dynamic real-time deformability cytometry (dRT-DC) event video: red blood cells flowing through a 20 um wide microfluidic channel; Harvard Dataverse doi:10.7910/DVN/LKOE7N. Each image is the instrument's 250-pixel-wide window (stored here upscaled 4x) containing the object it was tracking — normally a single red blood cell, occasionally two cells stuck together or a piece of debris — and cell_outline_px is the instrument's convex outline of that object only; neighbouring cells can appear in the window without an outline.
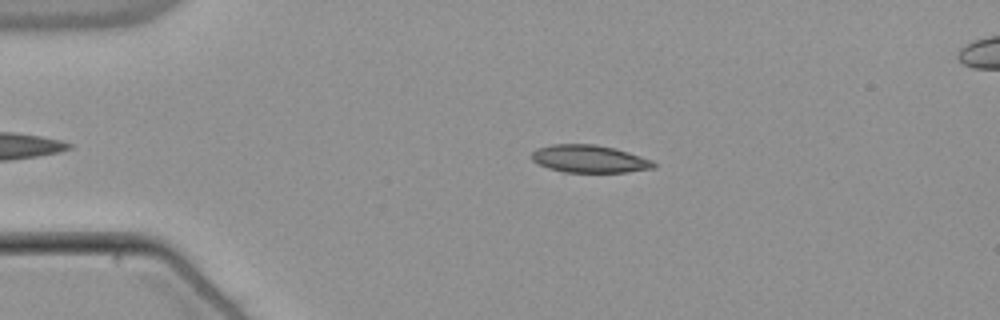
{"species": "common noctule bat (a hibernating species)", "species_latin": "Nyctalus noctula", "temperature_condition": "warm", "stored_images_in_passage": 45, "camera_frame_rate_fps": 3000, "um_per_image_px": 0.085, "animal": {"sex": "male", "body_mass_g": 21.5, "forearm_length_mm": 52.0}, "frame": {"image": 1, "passage_image": 9, "time_ms": 2.667, "image_size_px": [1000, 320], "cell_outline_px": [[656, 168], [628, 172], [564, 172], [548, 168], [532, 160], [532, 152], [536, 148], [552, 144], [596, 144], [616, 148], [652, 160], [656, 164]], "centroid_in_image_um": [50.11, 13.5], "position_along_channel_um": 34.9, "area_um2": 19.71}}
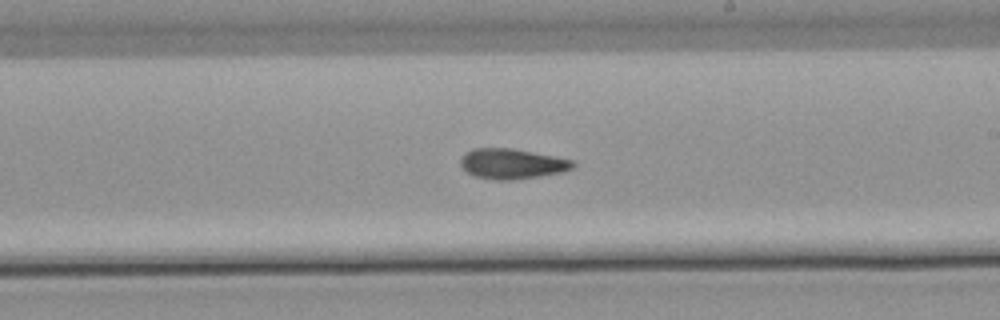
{"frame": {"image": 2, "passage_image": 29, "time_ms": 9.333, "image_size_px": [1000, 320], "cell_outline_px": [[576, 164], [572, 168], [560, 172], [512, 180], [496, 180], [476, 176], [468, 172], [460, 164], [460, 156], [464, 152], [472, 148], [512, 148], [572, 160]], "centroid_in_image_um": [43.46, 13.9], "position_along_channel_um": 245.5, "area_um2": 19.54}}
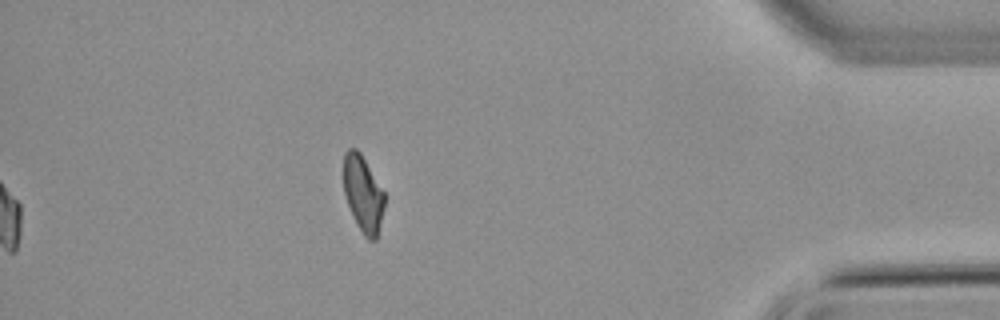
{"frame": {"image": 3, "passage_image": 45, "time_ms": 14.667, "image_size_px": [1000, 320], "cell_outline_px": [[384, 204], [376, 240], [368, 240], [364, 236], [348, 204], [344, 192], [344, 152], [348, 148], [356, 148], [360, 152], [384, 192]], "centroid_in_image_um": [30.85, 16.44], "position_along_channel_um": 404.3, "area_um2": 17.69}, "authors_computed_cell_mechanics": {"area_um2": 19.5364, "velocity_mm_per_s": 3.8261, "shape_relaxation_time_tau1_ms": null, "shape_relaxation_time_tau2_ms": 6.2313, "deformation_change_tau1": null, "deformation_change_tau2": 0.1342}}